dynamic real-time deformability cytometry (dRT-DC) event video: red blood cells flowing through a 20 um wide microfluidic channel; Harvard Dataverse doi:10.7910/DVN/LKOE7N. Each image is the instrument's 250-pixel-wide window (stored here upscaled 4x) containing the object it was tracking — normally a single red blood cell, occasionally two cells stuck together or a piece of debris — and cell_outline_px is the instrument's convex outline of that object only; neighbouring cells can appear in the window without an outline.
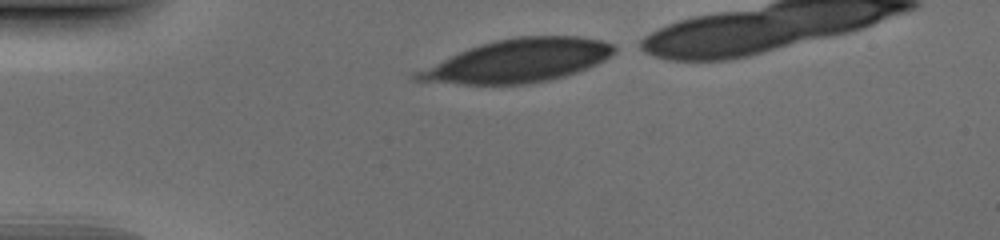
{"species": "human", "species_latin": "Homo sapiens", "temperature_condition": "cold", "stored_images_in_passage": 34, "camera_frame_rate_fps": 3000, "um_per_image_px": 0.085, "donor": {"sex": "male"}, "frame": {"image": 1, "passage_image": 1, "time_ms": 0.0, "image_size_px": [1000, 240], "cell_outline_px": [[616, 52], [604, 60], [588, 68], [552, 80], [528, 84], [460, 84], [408, 80], [412, 72], [468, 48], [480, 44], [496, 40], [516, 36], [580, 36], [600, 40], [616, 44]], "centroid_in_image_um": [44.0, 5.17], "position_along_channel_um": 41.0, "area_um2": 50.0}}
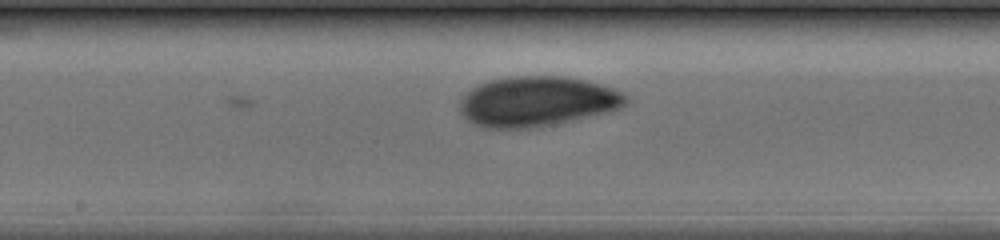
{"frame": {"image": 2, "passage_image": 16, "time_ms": 5.0, "image_size_px": [1000, 240], "cell_outline_px": [[628, 104], [620, 108], [608, 112], [552, 124], [528, 128], [484, 128], [468, 120], [460, 112], [460, 100], [472, 88], [480, 84], [492, 80], [508, 76], [564, 76], [584, 80], [600, 84], [624, 92], [628, 96]], "centroid_in_image_um": [45.68, 8.61], "position_along_channel_um": 202.5, "area_um2": 48.26}}
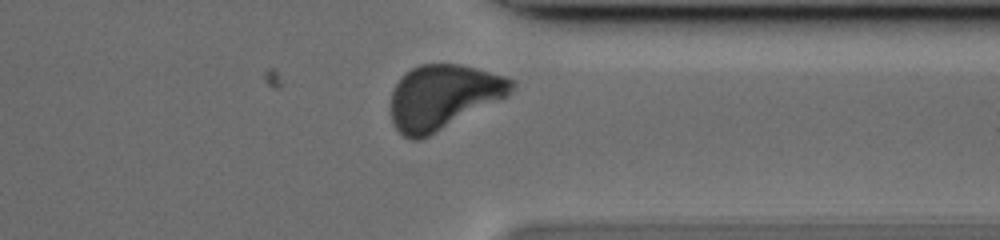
{"frame": {"image": 3, "passage_image": 29, "time_ms": 9.333, "image_size_px": [1000, 240], "cell_outline_px": [[516, 84], [508, 96], [420, 140], [412, 140], [404, 136], [392, 124], [388, 108], [392, 88], [412, 68], [420, 64], [460, 64], [476, 68], [504, 76], [516, 80]], "centroid_in_image_um": [37.64, 8.24], "position_along_channel_um": 373.8, "area_um2": 45.55}}